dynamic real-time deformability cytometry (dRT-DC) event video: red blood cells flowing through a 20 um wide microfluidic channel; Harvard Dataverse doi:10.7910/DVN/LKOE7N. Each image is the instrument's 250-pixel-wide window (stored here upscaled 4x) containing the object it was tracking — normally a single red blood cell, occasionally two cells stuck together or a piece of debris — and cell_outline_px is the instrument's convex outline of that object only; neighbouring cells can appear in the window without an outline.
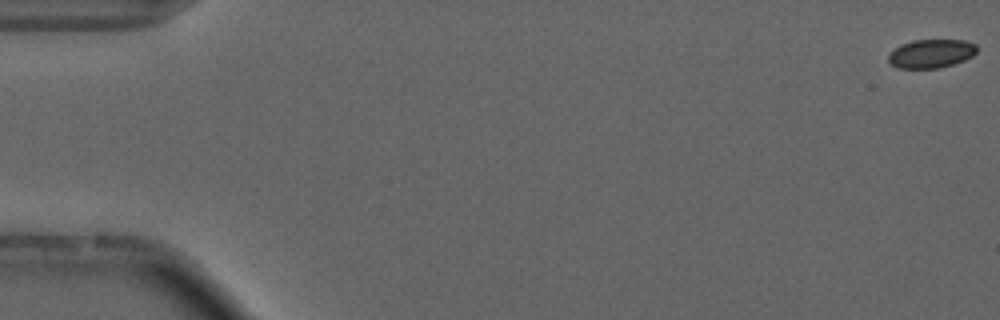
{"species": "common noctule bat (a hibernating species)", "species_latin": "Nyctalus noctula", "temperature_condition": "cold", "stored_images_in_passage": 56, "camera_frame_rate_fps": 3000, "um_per_image_px": 0.085, "animal": {"sex": "male", "forearm_length_mm": 52.5}, "frame": {"image": 1, "passage_image": 1, "time_ms": 0.0, "image_size_px": [1000, 320], "cell_outline_px": [[976, 52], [972, 56], [964, 60], [940, 68], [900, 68], [888, 64], [888, 52], [900, 44], [912, 40], [964, 40], [976, 44]], "centroid_in_image_um": [79.09, 4.55], "position_along_channel_um": 5.9, "area_um2": 14.91}}
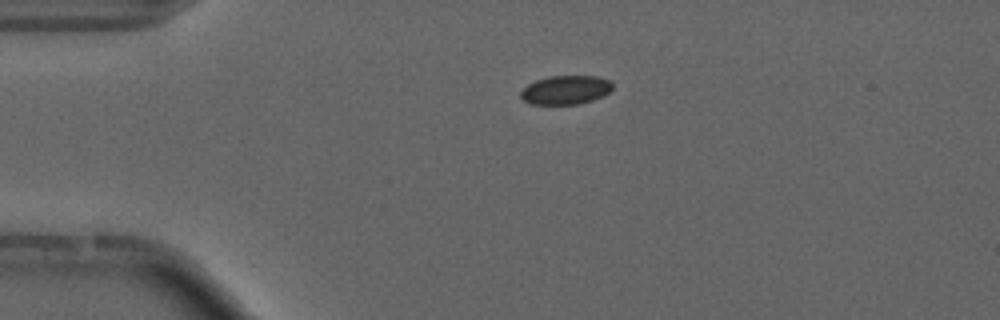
{"frame": {"image": 2, "passage_image": 13, "time_ms": 4.0, "image_size_px": [1000, 320], "cell_outline_px": [[612, 88], [604, 96], [580, 104], [532, 104], [524, 100], [520, 96], [520, 92], [528, 84], [536, 80], [548, 76], [596, 76], [612, 80]], "centroid_in_image_um": [48.1, 7.64], "position_along_channel_um": 36.9, "area_um2": 15.49}, "authors_computed_cell_mechanics": {"area_um2": 15.4904, "velocity_mm_per_s": 3.6992, "shape_relaxation_time_tau1_ms": 2.6609, "shape_relaxation_time_tau2_ms": null, "deformation_change_tau1": 0.046, "deformation_change_tau2": null}}